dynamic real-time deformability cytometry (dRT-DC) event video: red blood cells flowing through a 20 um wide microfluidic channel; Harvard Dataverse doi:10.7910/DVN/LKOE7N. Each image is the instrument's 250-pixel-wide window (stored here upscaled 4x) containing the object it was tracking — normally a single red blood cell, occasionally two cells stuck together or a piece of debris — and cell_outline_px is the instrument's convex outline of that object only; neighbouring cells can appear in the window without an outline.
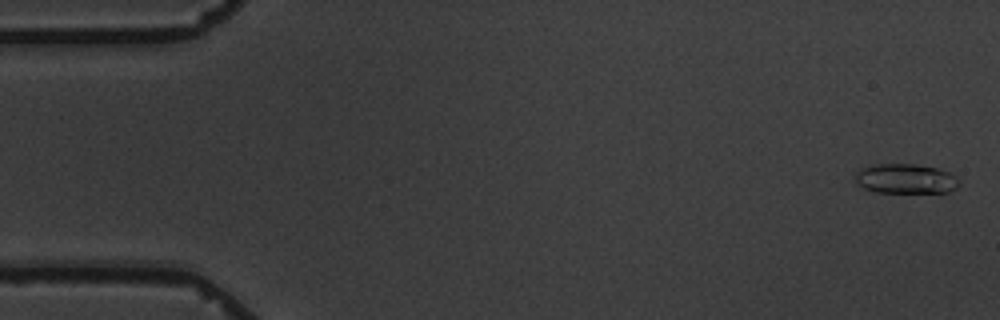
{"species": "common noctule bat (a hibernating species)", "species_latin": "Nyctalus noctula", "temperature_condition": "warm", "stored_images_in_passage": 15, "camera_frame_rate_fps": 3000, "um_per_image_px": 0.085, "animal": {"sex": "male", "body_mass_g": 19.5, "forearm_length_mm": 54.6}, "frame": {"image": 1, "passage_image": 1, "time_ms": 0.0, "image_size_px": [1000, 320], "cell_outline_px": [[960, 184], [956, 188], [948, 192], [876, 192], [864, 188], [856, 184], [856, 172], [860, 168], [872, 164], [916, 164], [936, 168], [948, 172], [956, 176], [960, 180]], "centroid_in_image_um": [76.97, 15.19], "position_along_channel_um": 8.0, "area_um2": 18.09}}
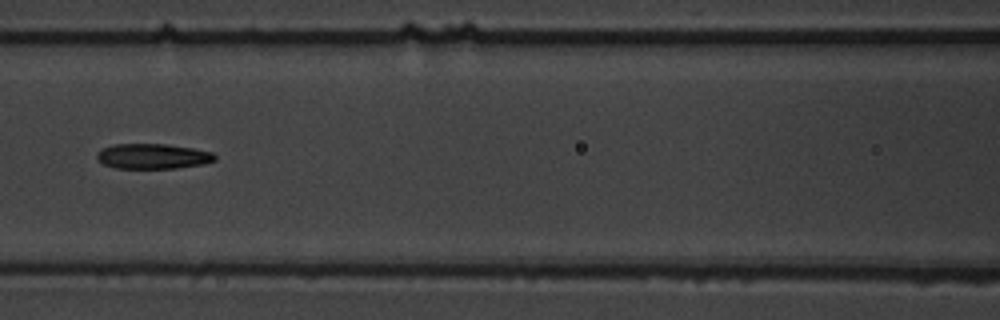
{"frame": {"image": 2, "passage_image": 7, "time_ms": 8.0, "image_size_px": [1000, 320], "cell_outline_px": [[216, 160], [204, 164], [176, 168], [116, 168], [104, 164], [96, 160], [96, 156], [100, 148], [112, 144], [168, 144], [192, 148], [212, 152], [216, 156]], "centroid_in_image_um": [12.96, 13.28], "position_along_channel_um": 153.6, "area_um2": 17.46}}
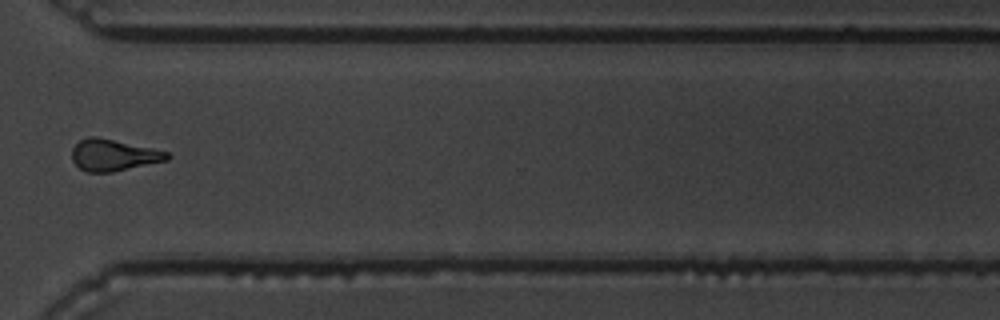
{"frame": {"image": 3, "passage_image": 12, "time_ms": 14.0, "image_size_px": [1000, 320], "cell_outline_px": [[172, 156], [168, 160], [112, 172], [84, 172], [72, 160], [72, 148], [80, 140], [88, 136], [96, 136], [152, 148], [168, 152]], "centroid_in_image_um": [9.64, 13.18], "position_along_channel_um": 361.0, "area_um2": 17.51}, "authors_computed_cell_mechanics": {"area_um2": 17.4556, "velocity_mm_per_s": 3.4669, "shape_relaxation_time_tau1_ms": null, "shape_relaxation_time_tau2_ms": 11.139, "deformation_change_tau1": null, "deformation_change_tau2": 0.2347}}